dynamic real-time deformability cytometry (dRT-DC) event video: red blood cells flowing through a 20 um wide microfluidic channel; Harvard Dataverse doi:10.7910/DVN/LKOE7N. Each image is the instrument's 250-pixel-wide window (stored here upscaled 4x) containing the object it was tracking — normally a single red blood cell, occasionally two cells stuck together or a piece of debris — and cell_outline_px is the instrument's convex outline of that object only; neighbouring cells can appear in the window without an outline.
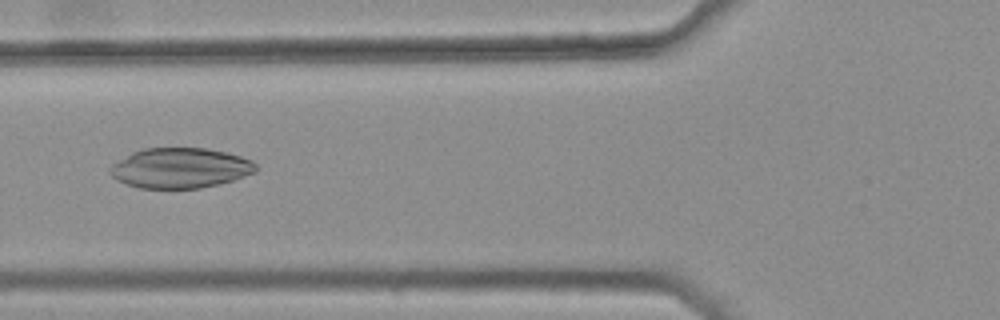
{"species": "common noctule bat (a hibernating species)", "species_latin": "Nyctalus noctula", "temperature_condition": "warm", "stored_images_in_passage": 45, "camera_frame_rate_fps": 3000, "um_per_image_px": 0.085, "animal": {"sex": "female", "body_mass_g": 25.1}, "frame": {"image": 1, "passage_image": 20, "time_ms": 6.333, "image_size_px": [1000, 320], "cell_outline_px": [[256, 172], [220, 184], [200, 188], [140, 188], [116, 180], [108, 172], [108, 168], [112, 164], [132, 152], [144, 148], [208, 148], [240, 156], [252, 160], [256, 164]], "centroid_in_image_um": [15.3, 14.28], "position_along_channel_um": 110.5, "area_um2": 34.16}}
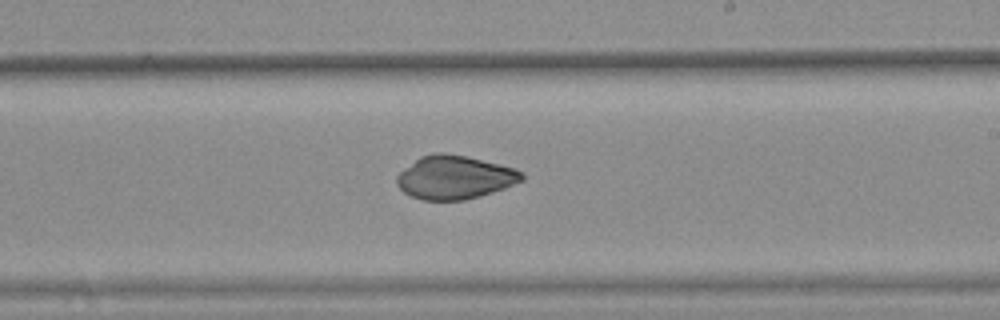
{"frame": {"image": 2, "passage_image": 31, "time_ms": 10.0, "image_size_px": [1000, 320], "cell_outline_px": [[524, 180], [504, 188], [480, 196], [464, 200], [424, 200], [412, 196], [404, 192], [396, 184], [396, 176], [404, 168], [420, 156], [432, 152], [444, 152], [464, 156], [500, 164], [516, 168], [524, 172]], "centroid_in_image_um": [38.65, 15.06], "position_along_channel_um": 250.4, "area_um2": 31.73}}
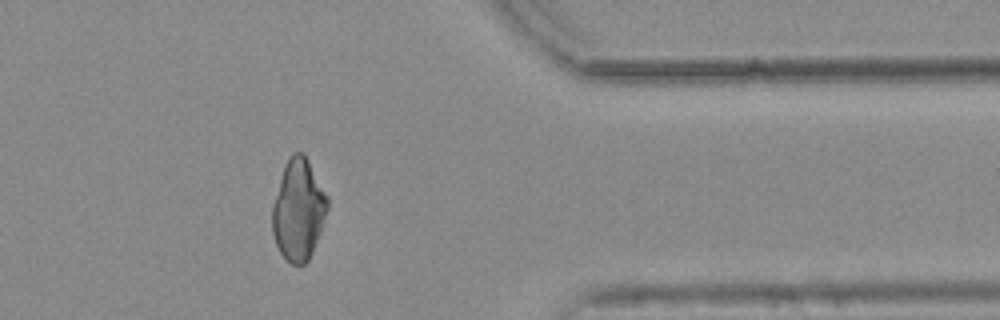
{"frame": {"image": 3, "passage_image": 43, "time_ms": 14.0, "image_size_px": [1000, 320], "cell_outline_px": [[328, 208], [320, 232], [312, 252], [308, 260], [304, 264], [292, 264], [280, 252], [276, 244], [272, 232], [272, 204], [284, 164], [292, 152], [304, 152], [328, 196]], "centroid_in_image_um": [25.36, 17.79], "position_along_channel_um": 386.0, "area_um2": 32.54}}